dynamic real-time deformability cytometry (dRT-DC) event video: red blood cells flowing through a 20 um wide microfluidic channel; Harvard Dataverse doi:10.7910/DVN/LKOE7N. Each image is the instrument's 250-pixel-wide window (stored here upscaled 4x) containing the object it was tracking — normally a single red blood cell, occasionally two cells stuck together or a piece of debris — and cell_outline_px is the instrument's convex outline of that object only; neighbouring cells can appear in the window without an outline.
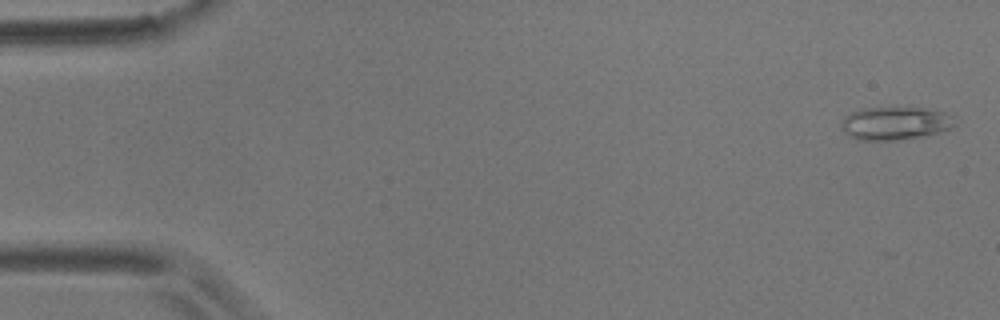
{"species": "common noctule bat (a hibernating species)", "species_latin": "Nyctalus noctula", "temperature_condition": "room temperature", "stored_images_in_passage": 31, "camera_frame_rate_fps": 3000, "um_per_image_px": 0.085, "animal": {"sex": "male", "body_mass_g": 17.9}, "frame": {"image": 1, "passage_image": 2, "time_ms": 0.333, "image_size_px": [1000, 320], "cell_outline_px": [[960, 120], [952, 128], [940, 132], [920, 136], [896, 140], [856, 140], [848, 136], [840, 128], [840, 124], [844, 116], [848, 112], [860, 108], [928, 108], [944, 112], [956, 116]], "centroid_in_image_um": [76.1, 10.47], "position_along_channel_um": 8.9, "area_um2": 22.43}}
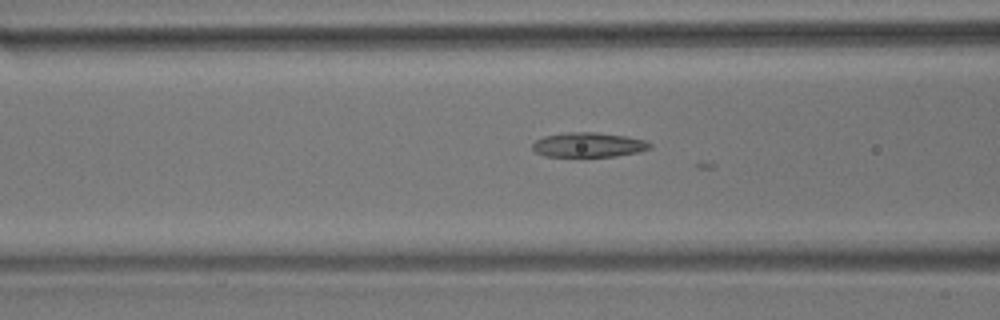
{"frame": {"image": 2, "passage_image": 22, "time_ms": 7.0, "image_size_px": [1000, 320], "cell_outline_px": [[652, 148], [640, 152], [616, 156], [544, 156], [536, 152], [532, 148], [532, 144], [536, 140], [544, 136], [568, 132], [596, 132], [624, 136], [644, 140], [652, 144]], "centroid_in_image_um": [50.04, 12.31], "position_along_channel_um": 116.6, "area_um2": 16.82}}
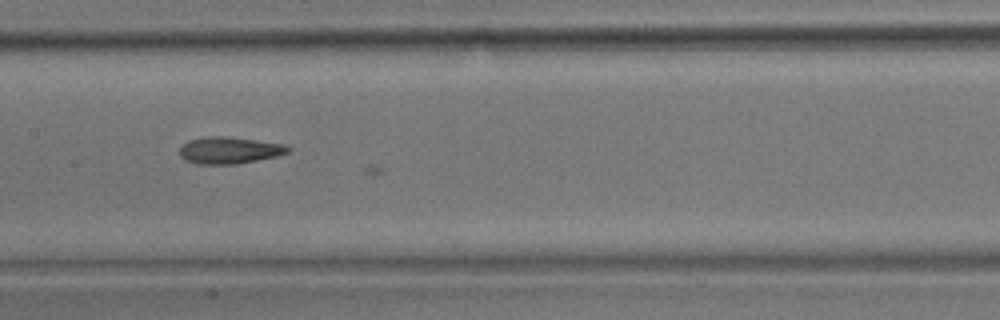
{"frame": {"image": 3, "passage_image": 28, "time_ms": 9.0, "image_size_px": [1000, 320], "cell_outline_px": [[292, 148], [288, 152], [276, 156], [236, 164], [196, 164], [184, 160], [180, 156], [180, 148], [188, 140], [204, 136], [228, 136], [284, 144]], "centroid_in_image_um": [19.47, 12.77], "position_along_channel_um": 187.9, "area_um2": 16.99}}